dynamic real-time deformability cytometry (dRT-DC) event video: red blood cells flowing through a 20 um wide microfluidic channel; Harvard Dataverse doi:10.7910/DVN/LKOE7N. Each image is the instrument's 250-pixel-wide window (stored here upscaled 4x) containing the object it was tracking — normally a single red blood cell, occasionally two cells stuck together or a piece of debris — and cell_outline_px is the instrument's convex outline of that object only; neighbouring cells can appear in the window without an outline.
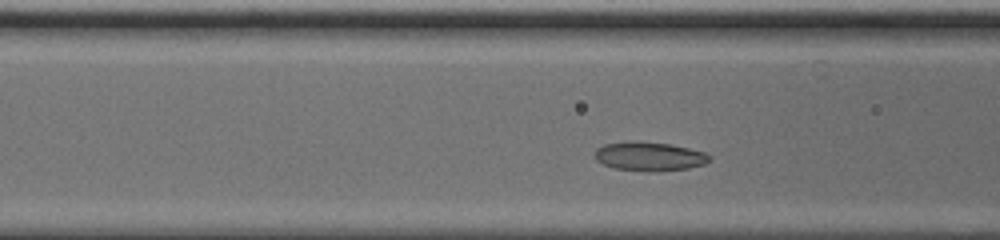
{"species": "common noctule bat (a hibernating species)", "species_latin": "Nyctalus noctula", "temperature_condition": "cold", "stored_images_in_passage": 32, "camera_frame_rate_fps": 3000, "um_per_image_px": 0.085, "animal": {"sex": "male", "body_mass_g": 20.0, "forearm_length_mm": 53.3}, "frame": {"image": 1, "passage_image": 9, "time_ms": 2.667, "image_size_px": [1000, 240], "cell_outline_px": [[712, 160], [704, 164], [688, 168], [656, 172], [644, 172], [612, 168], [596, 160], [592, 156], [592, 152], [596, 148], [604, 144], [628, 140], [640, 140], [672, 144], [704, 152], [712, 156]], "centroid_in_image_um": [55.14, 13.28], "position_along_channel_um": 111.5, "area_um2": 20.11}}
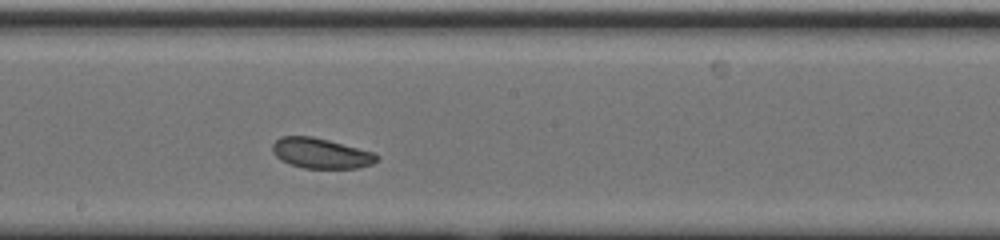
{"frame": {"image": 2, "passage_image": 18, "time_ms": 5.667, "image_size_px": [1000, 240], "cell_outline_px": [[380, 160], [372, 164], [356, 168], [304, 168], [288, 164], [280, 160], [276, 156], [272, 148], [272, 144], [280, 136], [312, 136], [328, 140], [372, 152], [380, 156]], "centroid_in_image_um": [27.26, 13.03], "position_along_channel_um": 220.9, "area_um2": 18.38}}
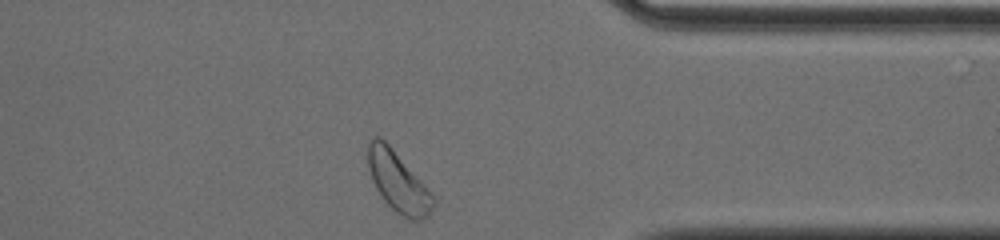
{"frame": {"image": 3, "passage_image": 32, "time_ms": 10.333, "image_size_px": [1000, 240], "cell_outline_px": [[436, 200], [428, 216], [424, 220], [412, 220], [396, 212], [384, 200], [376, 188], [372, 180], [368, 168], [368, 140], [372, 136], [380, 136], [388, 144]], "centroid_in_image_um": [33.79, 15.46], "position_along_channel_um": 377.6, "area_um2": 22.2}, "authors_computed_cell_mechanics": {"area_um2": 18.785, "velocity_mm_per_s": 3.6646, "shape_relaxation_time_tau1_ms": 4.0408, "shape_relaxation_time_tau2_ms": 3.6987, "deformation_change_tau1": 0.067, "deformation_change_tau2": 0.0811}}